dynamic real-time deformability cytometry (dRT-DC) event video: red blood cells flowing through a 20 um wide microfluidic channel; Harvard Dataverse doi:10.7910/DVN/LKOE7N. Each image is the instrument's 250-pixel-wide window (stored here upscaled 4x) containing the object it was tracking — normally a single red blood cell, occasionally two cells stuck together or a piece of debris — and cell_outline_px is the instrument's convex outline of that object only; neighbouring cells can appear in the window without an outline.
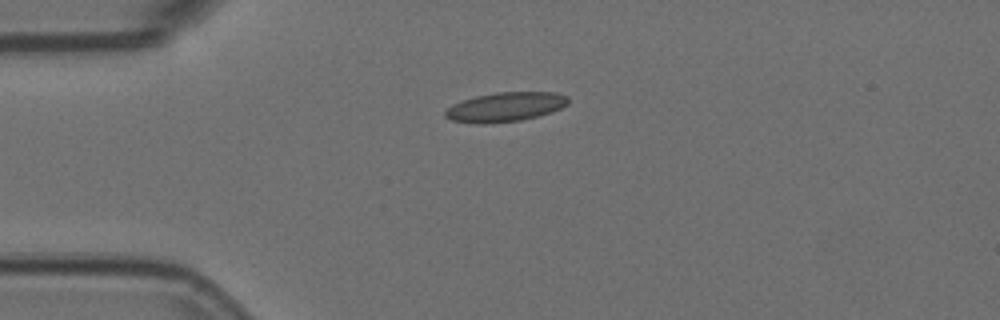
{"species": "Egyptian fruit bat (a non-hibernating species)", "species_latin": "Rousettus aegyptiacus", "temperature_condition": "room temperature", "stored_images_in_passage": 2, "camera_frame_rate_fps": 3000, "um_per_image_px": 0.085, "animal": {"sex": "female"}, "frame": {"image": 1, "passage_image": 1, "time_ms": 0.0, "image_size_px": [1000, 320], "cell_outline_px": [[568, 104], [552, 112], [520, 120], [488, 124], [476, 124], [452, 120], [444, 116], [444, 112], [452, 104], [476, 96], [496, 92], [556, 92], [568, 96]], "centroid_in_image_um": [42.95, 9.09], "position_along_channel_um": 42.1, "area_um2": 21.04}}